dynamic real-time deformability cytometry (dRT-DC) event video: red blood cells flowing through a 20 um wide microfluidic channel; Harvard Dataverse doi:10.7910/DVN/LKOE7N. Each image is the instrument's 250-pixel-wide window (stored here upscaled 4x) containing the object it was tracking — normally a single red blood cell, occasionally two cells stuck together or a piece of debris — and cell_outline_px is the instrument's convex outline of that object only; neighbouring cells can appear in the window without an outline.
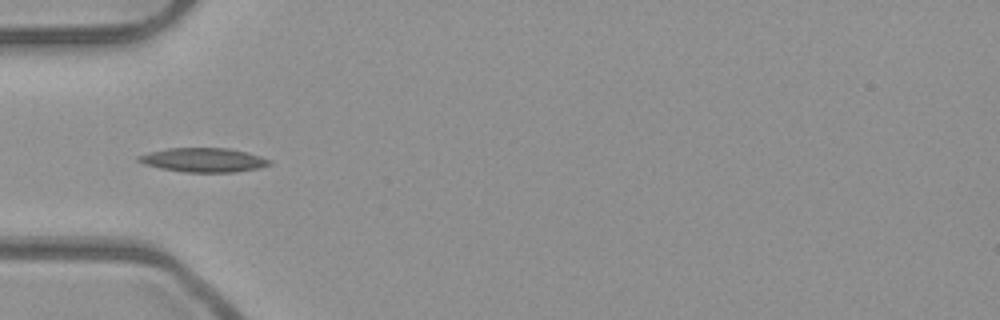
{"species": "common noctule bat (a hibernating species)", "species_latin": "Nyctalus noctula", "temperature_condition": "room temperature", "stored_images_in_passage": 2, "camera_frame_rate_fps": 3000, "um_per_image_px": 0.085, "animal": {"sex": "male", "body_mass_g": 23.1, "forearm_length_mm": 52.7}, "frame": {"image": 1, "passage_image": 2, "time_ms": 0.333, "image_size_px": [1000, 320], "cell_outline_px": [[272, 164], [260, 168], [236, 172], [184, 172], [160, 168], [144, 164], [136, 160], [136, 156], [148, 152], [168, 148], [228, 148], [248, 152], [272, 160]], "centroid_in_image_um": [17.31, 13.6], "position_along_channel_um": 67.7, "area_um2": 18.61}}